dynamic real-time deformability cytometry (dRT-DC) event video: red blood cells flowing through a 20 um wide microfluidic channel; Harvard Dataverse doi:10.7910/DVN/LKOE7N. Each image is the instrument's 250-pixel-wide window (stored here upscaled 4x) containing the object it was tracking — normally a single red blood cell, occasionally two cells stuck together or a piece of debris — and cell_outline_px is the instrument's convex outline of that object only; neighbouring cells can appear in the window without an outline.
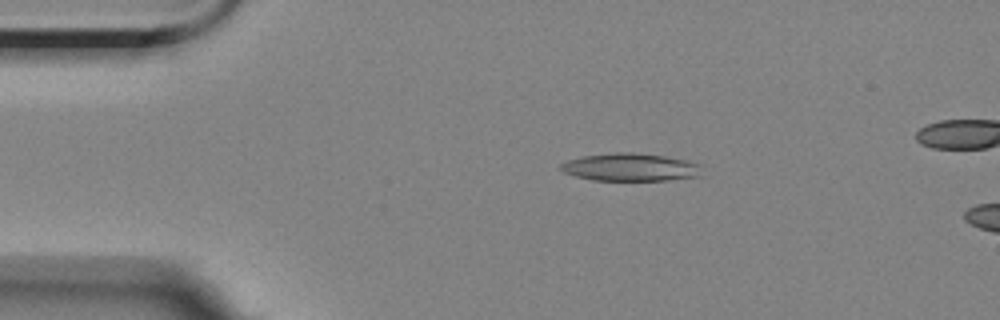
{"species": "Egyptian fruit bat (a non-hibernating species)", "species_latin": "Rousettus aegyptiacus", "temperature_condition": "room temperature", "stored_images_in_passage": 13, "camera_frame_rate_fps": 3000, "um_per_image_px": 0.085, "animal": {"sex": "female"}, "frame": {"image": 1, "passage_image": 2, "time_ms": 2.0, "image_size_px": [1000, 320], "cell_outline_px": [[704, 176], [668, 180], [592, 180], [576, 176], [564, 172], [560, 168], [560, 164], [568, 160], [584, 156], [616, 152], [632, 152], [664, 156], [688, 160], [700, 164]], "centroid_in_image_um": [53.65, 14.21], "position_along_channel_um": 31.3, "area_um2": 22.95}}
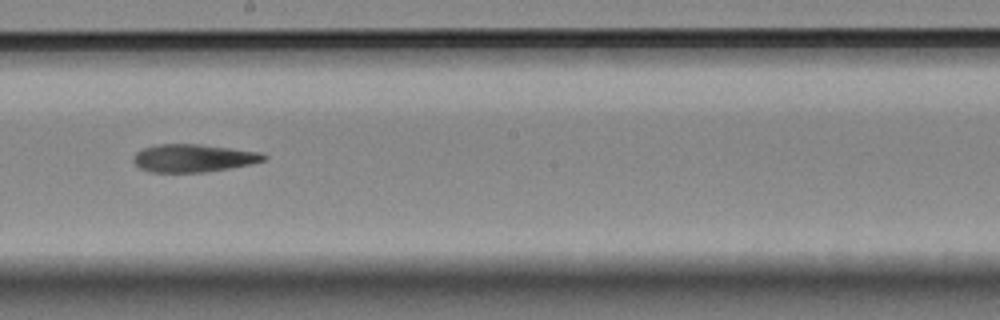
{"frame": {"image": 2, "passage_image": 7, "time_ms": 9.0, "image_size_px": [1000, 320], "cell_outline_px": [[268, 156], [264, 160], [248, 164], [228, 168], [204, 172], [152, 172], [140, 168], [132, 160], [136, 152], [144, 148], [156, 144], [200, 144], [260, 152]], "centroid_in_image_um": [16.4, 13.43], "position_along_channel_um": 231.8, "area_um2": 20.92}}
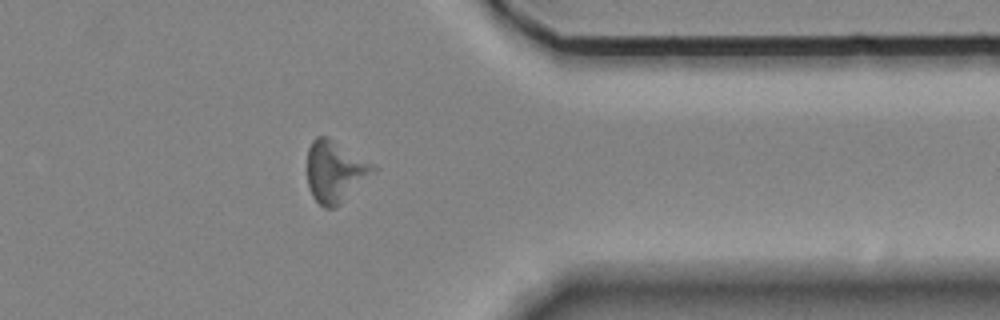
{"frame": {"image": 3, "passage_image": 11, "time_ms": 13.667, "image_size_px": [1000, 320], "cell_outline_px": [[376, 168], [340, 204], [332, 208], [324, 208], [312, 196], [308, 184], [308, 148], [312, 140], [316, 136], [328, 136], [376, 164]], "centroid_in_image_um": [28.46, 14.53], "position_along_channel_um": 382.9, "area_um2": 23.35}}